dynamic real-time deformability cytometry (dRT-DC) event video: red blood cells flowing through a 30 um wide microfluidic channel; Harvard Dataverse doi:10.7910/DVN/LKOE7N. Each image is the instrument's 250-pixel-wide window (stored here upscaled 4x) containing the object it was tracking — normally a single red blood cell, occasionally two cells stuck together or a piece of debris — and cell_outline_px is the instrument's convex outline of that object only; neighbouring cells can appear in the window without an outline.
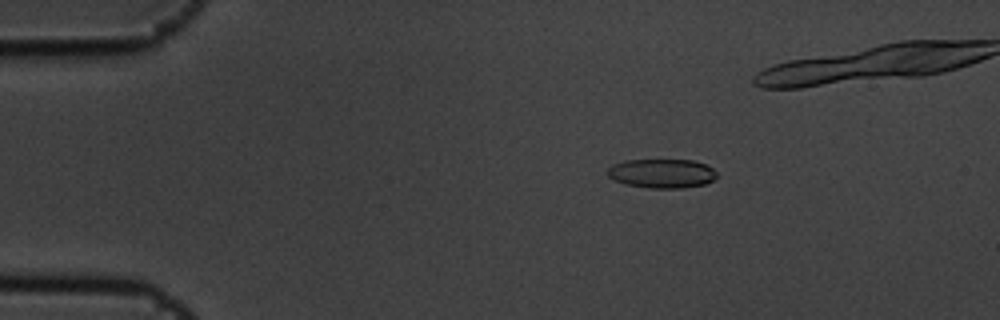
{"species": "common noctule bat (a hibernating species)", "species_latin": "Nyctalus noctula", "temperature_condition": "cold", "stored_images_in_passage": 4, "camera_frame_rate_fps": 3000, "um_per_image_px": 0.085, "animal": {"sex": "male", "body_mass_g": 19.5, "forearm_length_mm": 54.6}, "frame": {"image": 1, "passage_image": 1, "time_ms": 0.0, "image_size_px": [1000, 320], "cell_outline_px": [[716, 176], [712, 180], [704, 184], [684, 188], [648, 188], [624, 184], [608, 176], [608, 168], [612, 164], [624, 160], [692, 160], [704, 164], [712, 168], [716, 172]], "centroid_in_image_um": [56.23, 14.74], "position_along_channel_um": 28.8, "area_um2": 18.5}}